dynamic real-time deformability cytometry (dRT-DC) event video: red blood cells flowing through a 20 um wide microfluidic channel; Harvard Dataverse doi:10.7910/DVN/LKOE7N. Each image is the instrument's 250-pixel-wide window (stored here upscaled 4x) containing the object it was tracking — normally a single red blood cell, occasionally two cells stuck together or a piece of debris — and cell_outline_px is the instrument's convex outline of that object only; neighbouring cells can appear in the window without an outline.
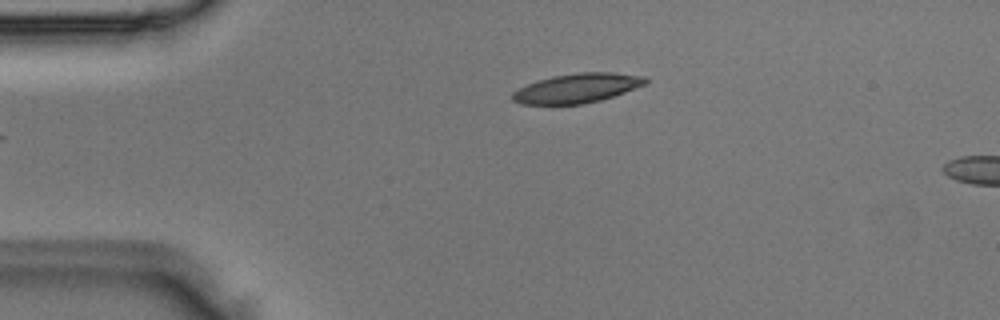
{"species": "Egyptian fruit bat (a non-hibernating species)", "species_latin": "Rousettus aegyptiacus", "temperature_condition": "room temperature", "stored_images_in_passage": 3, "camera_frame_rate_fps": 3000, "um_per_image_px": 0.085, "animal": {"sex": "male"}, "frame": {"image": 1, "passage_image": 3, "time_ms": 0.667, "image_size_px": [1000, 320], "cell_outline_px": [[648, 80], [644, 84], [624, 92], [600, 100], [580, 104], [520, 104], [512, 100], [512, 92], [528, 84], [552, 76], [580, 72], [612, 72], [644, 76]], "centroid_in_image_um": [49.03, 7.49], "position_along_channel_um": 36.0, "area_um2": 22.43}}